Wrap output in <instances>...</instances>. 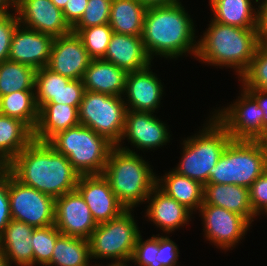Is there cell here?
Segmentation results:
<instances>
[{"label": "cell", "mask_w": 267, "mask_h": 266, "mask_svg": "<svg viewBox=\"0 0 267 266\" xmlns=\"http://www.w3.org/2000/svg\"><path fill=\"white\" fill-rule=\"evenodd\" d=\"M0 114L19 119L34 131L39 119L34 91H17L1 96Z\"/></svg>", "instance_id": "cell-31"}, {"label": "cell", "mask_w": 267, "mask_h": 266, "mask_svg": "<svg viewBox=\"0 0 267 266\" xmlns=\"http://www.w3.org/2000/svg\"><path fill=\"white\" fill-rule=\"evenodd\" d=\"M15 12L21 25L35 31L54 37L72 32L62 10L51 0H18L15 3Z\"/></svg>", "instance_id": "cell-15"}, {"label": "cell", "mask_w": 267, "mask_h": 266, "mask_svg": "<svg viewBox=\"0 0 267 266\" xmlns=\"http://www.w3.org/2000/svg\"><path fill=\"white\" fill-rule=\"evenodd\" d=\"M195 26L180 1L147 7L142 30V41L148 57L154 55L175 59L191 53L196 57L198 42ZM195 38V39H194Z\"/></svg>", "instance_id": "cell-2"}, {"label": "cell", "mask_w": 267, "mask_h": 266, "mask_svg": "<svg viewBox=\"0 0 267 266\" xmlns=\"http://www.w3.org/2000/svg\"><path fill=\"white\" fill-rule=\"evenodd\" d=\"M240 79L242 88L267 91V47L258 46L250 67Z\"/></svg>", "instance_id": "cell-36"}, {"label": "cell", "mask_w": 267, "mask_h": 266, "mask_svg": "<svg viewBox=\"0 0 267 266\" xmlns=\"http://www.w3.org/2000/svg\"><path fill=\"white\" fill-rule=\"evenodd\" d=\"M90 260L88 239L60 234L46 266H90Z\"/></svg>", "instance_id": "cell-30"}, {"label": "cell", "mask_w": 267, "mask_h": 266, "mask_svg": "<svg viewBox=\"0 0 267 266\" xmlns=\"http://www.w3.org/2000/svg\"><path fill=\"white\" fill-rule=\"evenodd\" d=\"M133 209H126L117 218L97 224L89 240L91 259H112L110 264L130 263L141 235Z\"/></svg>", "instance_id": "cell-8"}, {"label": "cell", "mask_w": 267, "mask_h": 266, "mask_svg": "<svg viewBox=\"0 0 267 266\" xmlns=\"http://www.w3.org/2000/svg\"><path fill=\"white\" fill-rule=\"evenodd\" d=\"M0 266H10L1 246H0Z\"/></svg>", "instance_id": "cell-49"}, {"label": "cell", "mask_w": 267, "mask_h": 266, "mask_svg": "<svg viewBox=\"0 0 267 266\" xmlns=\"http://www.w3.org/2000/svg\"><path fill=\"white\" fill-rule=\"evenodd\" d=\"M78 109L67 104L47 103L39 109L33 140L48 142L58 132L79 125Z\"/></svg>", "instance_id": "cell-25"}, {"label": "cell", "mask_w": 267, "mask_h": 266, "mask_svg": "<svg viewBox=\"0 0 267 266\" xmlns=\"http://www.w3.org/2000/svg\"><path fill=\"white\" fill-rule=\"evenodd\" d=\"M266 169L267 141L231 140L210 169L208 183L249 188Z\"/></svg>", "instance_id": "cell-5"}, {"label": "cell", "mask_w": 267, "mask_h": 266, "mask_svg": "<svg viewBox=\"0 0 267 266\" xmlns=\"http://www.w3.org/2000/svg\"><path fill=\"white\" fill-rule=\"evenodd\" d=\"M9 205L14 220L35 228L54 225L55 198L22 184L10 172Z\"/></svg>", "instance_id": "cell-11"}, {"label": "cell", "mask_w": 267, "mask_h": 266, "mask_svg": "<svg viewBox=\"0 0 267 266\" xmlns=\"http://www.w3.org/2000/svg\"><path fill=\"white\" fill-rule=\"evenodd\" d=\"M142 235L137 239L134 252L130 261L138 266H162L157 259L158 253V234L152 235L143 241Z\"/></svg>", "instance_id": "cell-38"}, {"label": "cell", "mask_w": 267, "mask_h": 266, "mask_svg": "<svg viewBox=\"0 0 267 266\" xmlns=\"http://www.w3.org/2000/svg\"><path fill=\"white\" fill-rule=\"evenodd\" d=\"M146 216L153 222L157 228L163 232L171 233L187 225L191 221L192 212L185 206L178 203L174 198L163 192L157 185L147 197Z\"/></svg>", "instance_id": "cell-20"}, {"label": "cell", "mask_w": 267, "mask_h": 266, "mask_svg": "<svg viewBox=\"0 0 267 266\" xmlns=\"http://www.w3.org/2000/svg\"><path fill=\"white\" fill-rule=\"evenodd\" d=\"M233 104L214 109L213 117L226 129L232 140L267 141L263 111L256 100L243 88Z\"/></svg>", "instance_id": "cell-10"}, {"label": "cell", "mask_w": 267, "mask_h": 266, "mask_svg": "<svg viewBox=\"0 0 267 266\" xmlns=\"http://www.w3.org/2000/svg\"><path fill=\"white\" fill-rule=\"evenodd\" d=\"M152 112L126 111L125 128L121 138H127L130 145L133 144L137 149L155 150V148L167 145L170 142L171 134L168 132L167 124L159 120Z\"/></svg>", "instance_id": "cell-17"}, {"label": "cell", "mask_w": 267, "mask_h": 266, "mask_svg": "<svg viewBox=\"0 0 267 266\" xmlns=\"http://www.w3.org/2000/svg\"><path fill=\"white\" fill-rule=\"evenodd\" d=\"M258 103L263 111V124L267 127V91L256 88H244Z\"/></svg>", "instance_id": "cell-46"}, {"label": "cell", "mask_w": 267, "mask_h": 266, "mask_svg": "<svg viewBox=\"0 0 267 266\" xmlns=\"http://www.w3.org/2000/svg\"><path fill=\"white\" fill-rule=\"evenodd\" d=\"M203 202L239 214L250 224L256 217L250 205L247 187L236 184L207 183L204 185Z\"/></svg>", "instance_id": "cell-23"}, {"label": "cell", "mask_w": 267, "mask_h": 266, "mask_svg": "<svg viewBox=\"0 0 267 266\" xmlns=\"http://www.w3.org/2000/svg\"><path fill=\"white\" fill-rule=\"evenodd\" d=\"M258 5V44L267 47V0H261Z\"/></svg>", "instance_id": "cell-45"}, {"label": "cell", "mask_w": 267, "mask_h": 266, "mask_svg": "<svg viewBox=\"0 0 267 266\" xmlns=\"http://www.w3.org/2000/svg\"><path fill=\"white\" fill-rule=\"evenodd\" d=\"M70 80V78L55 73L47 67L37 69L34 94L38 109L47 103L59 104L60 92Z\"/></svg>", "instance_id": "cell-33"}, {"label": "cell", "mask_w": 267, "mask_h": 266, "mask_svg": "<svg viewBox=\"0 0 267 266\" xmlns=\"http://www.w3.org/2000/svg\"><path fill=\"white\" fill-rule=\"evenodd\" d=\"M112 0H88L87 7L80 20L72 29H84L109 23Z\"/></svg>", "instance_id": "cell-37"}, {"label": "cell", "mask_w": 267, "mask_h": 266, "mask_svg": "<svg viewBox=\"0 0 267 266\" xmlns=\"http://www.w3.org/2000/svg\"><path fill=\"white\" fill-rule=\"evenodd\" d=\"M55 37L24 27L16 26L11 39L8 59L34 67H46Z\"/></svg>", "instance_id": "cell-18"}, {"label": "cell", "mask_w": 267, "mask_h": 266, "mask_svg": "<svg viewBox=\"0 0 267 266\" xmlns=\"http://www.w3.org/2000/svg\"><path fill=\"white\" fill-rule=\"evenodd\" d=\"M126 111L123 96L85 90L78 110L79 122L117 146L124 132Z\"/></svg>", "instance_id": "cell-9"}, {"label": "cell", "mask_w": 267, "mask_h": 266, "mask_svg": "<svg viewBox=\"0 0 267 266\" xmlns=\"http://www.w3.org/2000/svg\"><path fill=\"white\" fill-rule=\"evenodd\" d=\"M197 39L195 58L210 66L229 67L236 70L240 78L250 67L259 46L257 28H241L217 23L212 20Z\"/></svg>", "instance_id": "cell-3"}, {"label": "cell", "mask_w": 267, "mask_h": 266, "mask_svg": "<svg viewBox=\"0 0 267 266\" xmlns=\"http://www.w3.org/2000/svg\"><path fill=\"white\" fill-rule=\"evenodd\" d=\"M103 60L127 72L146 68L152 60L148 57L141 36L113 32Z\"/></svg>", "instance_id": "cell-21"}, {"label": "cell", "mask_w": 267, "mask_h": 266, "mask_svg": "<svg viewBox=\"0 0 267 266\" xmlns=\"http://www.w3.org/2000/svg\"><path fill=\"white\" fill-rule=\"evenodd\" d=\"M15 12V2L13 0H0V16L10 14V9Z\"/></svg>", "instance_id": "cell-48"}, {"label": "cell", "mask_w": 267, "mask_h": 266, "mask_svg": "<svg viewBox=\"0 0 267 266\" xmlns=\"http://www.w3.org/2000/svg\"><path fill=\"white\" fill-rule=\"evenodd\" d=\"M61 232L55 225L35 228L32 233L33 265L46 266L52 258L57 237Z\"/></svg>", "instance_id": "cell-35"}, {"label": "cell", "mask_w": 267, "mask_h": 266, "mask_svg": "<svg viewBox=\"0 0 267 266\" xmlns=\"http://www.w3.org/2000/svg\"><path fill=\"white\" fill-rule=\"evenodd\" d=\"M22 184L58 198L76 190L80 174L48 142L32 140L6 167Z\"/></svg>", "instance_id": "cell-1"}, {"label": "cell", "mask_w": 267, "mask_h": 266, "mask_svg": "<svg viewBox=\"0 0 267 266\" xmlns=\"http://www.w3.org/2000/svg\"><path fill=\"white\" fill-rule=\"evenodd\" d=\"M18 24L16 12L0 16V63L8 60L12 35Z\"/></svg>", "instance_id": "cell-40"}, {"label": "cell", "mask_w": 267, "mask_h": 266, "mask_svg": "<svg viewBox=\"0 0 267 266\" xmlns=\"http://www.w3.org/2000/svg\"><path fill=\"white\" fill-rule=\"evenodd\" d=\"M151 66L149 64L144 69L128 72L123 94L126 95L124 102L128 110L154 113L160 107L164 86L152 72Z\"/></svg>", "instance_id": "cell-19"}, {"label": "cell", "mask_w": 267, "mask_h": 266, "mask_svg": "<svg viewBox=\"0 0 267 266\" xmlns=\"http://www.w3.org/2000/svg\"><path fill=\"white\" fill-rule=\"evenodd\" d=\"M156 185L192 213L203 204L204 186L197 180L190 179L170 170L163 177L157 176Z\"/></svg>", "instance_id": "cell-26"}, {"label": "cell", "mask_w": 267, "mask_h": 266, "mask_svg": "<svg viewBox=\"0 0 267 266\" xmlns=\"http://www.w3.org/2000/svg\"><path fill=\"white\" fill-rule=\"evenodd\" d=\"M204 128L194 136L183 140L178 174L197 180L203 186L208 183L210 169L214 167L227 144L232 140L226 129L211 115Z\"/></svg>", "instance_id": "cell-6"}, {"label": "cell", "mask_w": 267, "mask_h": 266, "mask_svg": "<svg viewBox=\"0 0 267 266\" xmlns=\"http://www.w3.org/2000/svg\"><path fill=\"white\" fill-rule=\"evenodd\" d=\"M32 140L33 131L24 122L0 114V167H6Z\"/></svg>", "instance_id": "cell-27"}, {"label": "cell", "mask_w": 267, "mask_h": 266, "mask_svg": "<svg viewBox=\"0 0 267 266\" xmlns=\"http://www.w3.org/2000/svg\"><path fill=\"white\" fill-rule=\"evenodd\" d=\"M138 1L143 5H145L146 7H152V6L168 5L178 2L180 0H138Z\"/></svg>", "instance_id": "cell-47"}, {"label": "cell", "mask_w": 267, "mask_h": 266, "mask_svg": "<svg viewBox=\"0 0 267 266\" xmlns=\"http://www.w3.org/2000/svg\"><path fill=\"white\" fill-rule=\"evenodd\" d=\"M126 209L146 202L157 183V176L146 159L127 146H114L102 174Z\"/></svg>", "instance_id": "cell-4"}, {"label": "cell", "mask_w": 267, "mask_h": 266, "mask_svg": "<svg viewBox=\"0 0 267 266\" xmlns=\"http://www.w3.org/2000/svg\"><path fill=\"white\" fill-rule=\"evenodd\" d=\"M128 72L103 59H92L82 78L85 90L123 96Z\"/></svg>", "instance_id": "cell-22"}, {"label": "cell", "mask_w": 267, "mask_h": 266, "mask_svg": "<svg viewBox=\"0 0 267 266\" xmlns=\"http://www.w3.org/2000/svg\"><path fill=\"white\" fill-rule=\"evenodd\" d=\"M88 0H68L62 10L65 21L72 28L82 17Z\"/></svg>", "instance_id": "cell-44"}, {"label": "cell", "mask_w": 267, "mask_h": 266, "mask_svg": "<svg viewBox=\"0 0 267 266\" xmlns=\"http://www.w3.org/2000/svg\"><path fill=\"white\" fill-rule=\"evenodd\" d=\"M92 58L77 34L55 37L47 68L71 80H82Z\"/></svg>", "instance_id": "cell-16"}, {"label": "cell", "mask_w": 267, "mask_h": 266, "mask_svg": "<svg viewBox=\"0 0 267 266\" xmlns=\"http://www.w3.org/2000/svg\"><path fill=\"white\" fill-rule=\"evenodd\" d=\"M54 225L61 234L89 239L97 223L81 194L74 190L55 198Z\"/></svg>", "instance_id": "cell-14"}, {"label": "cell", "mask_w": 267, "mask_h": 266, "mask_svg": "<svg viewBox=\"0 0 267 266\" xmlns=\"http://www.w3.org/2000/svg\"><path fill=\"white\" fill-rule=\"evenodd\" d=\"M36 69L5 60L0 63V97L17 91H34Z\"/></svg>", "instance_id": "cell-32"}, {"label": "cell", "mask_w": 267, "mask_h": 266, "mask_svg": "<svg viewBox=\"0 0 267 266\" xmlns=\"http://www.w3.org/2000/svg\"><path fill=\"white\" fill-rule=\"evenodd\" d=\"M81 39L83 46L92 59H103L109 45L113 30L110 24H103L84 29H72Z\"/></svg>", "instance_id": "cell-34"}, {"label": "cell", "mask_w": 267, "mask_h": 266, "mask_svg": "<svg viewBox=\"0 0 267 266\" xmlns=\"http://www.w3.org/2000/svg\"><path fill=\"white\" fill-rule=\"evenodd\" d=\"M85 87L82 80H70L60 92V104L74 106L79 110Z\"/></svg>", "instance_id": "cell-43"}, {"label": "cell", "mask_w": 267, "mask_h": 266, "mask_svg": "<svg viewBox=\"0 0 267 266\" xmlns=\"http://www.w3.org/2000/svg\"><path fill=\"white\" fill-rule=\"evenodd\" d=\"M35 227L12 219L0 236V246L8 260L17 266H33L32 233Z\"/></svg>", "instance_id": "cell-24"}, {"label": "cell", "mask_w": 267, "mask_h": 266, "mask_svg": "<svg viewBox=\"0 0 267 266\" xmlns=\"http://www.w3.org/2000/svg\"><path fill=\"white\" fill-rule=\"evenodd\" d=\"M179 249L169 236H161L158 234V253L157 261L162 266H178Z\"/></svg>", "instance_id": "cell-42"}, {"label": "cell", "mask_w": 267, "mask_h": 266, "mask_svg": "<svg viewBox=\"0 0 267 266\" xmlns=\"http://www.w3.org/2000/svg\"><path fill=\"white\" fill-rule=\"evenodd\" d=\"M249 199L256 217L267 213V169L249 187Z\"/></svg>", "instance_id": "cell-39"}, {"label": "cell", "mask_w": 267, "mask_h": 266, "mask_svg": "<svg viewBox=\"0 0 267 266\" xmlns=\"http://www.w3.org/2000/svg\"><path fill=\"white\" fill-rule=\"evenodd\" d=\"M48 143L66 156L80 175H102L114 147L105 137L81 124L58 132Z\"/></svg>", "instance_id": "cell-7"}, {"label": "cell", "mask_w": 267, "mask_h": 266, "mask_svg": "<svg viewBox=\"0 0 267 266\" xmlns=\"http://www.w3.org/2000/svg\"><path fill=\"white\" fill-rule=\"evenodd\" d=\"M252 1L257 4L260 2V0H209L213 11L212 20L241 28H257L259 9L253 6Z\"/></svg>", "instance_id": "cell-28"}, {"label": "cell", "mask_w": 267, "mask_h": 266, "mask_svg": "<svg viewBox=\"0 0 267 266\" xmlns=\"http://www.w3.org/2000/svg\"><path fill=\"white\" fill-rule=\"evenodd\" d=\"M52 3L58 7L60 10H63L68 0H51Z\"/></svg>", "instance_id": "cell-50"}, {"label": "cell", "mask_w": 267, "mask_h": 266, "mask_svg": "<svg viewBox=\"0 0 267 266\" xmlns=\"http://www.w3.org/2000/svg\"><path fill=\"white\" fill-rule=\"evenodd\" d=\"M146 9L138 0H112L110 27L116 33L141 36Z\"/></svg>", "instance_id": "cell-29"}, {"label": "cell", "mask_w": 267, "mask_h": 266, "mask_svg": "<svg viewBox=\"0 0 267 266\" xmlns=\"http://www.w3.org/2000/svg\"><path fill=\"white\" fill-rule=\"evenodd\" d=\"M12 220L9 205V171L0 167V236Z\"/></svg>", "instance_id": "cell-41"}, {"label": "cell", "mask_w": 267, "mask_h": 266, "mask_svg": "<svg viewBox=\"0 0 267 266\" xmlns=\"http://www.w3.org/2000/svg\"><path fill=\"white\" fill-rule=\"evenodd\" d=\"M198 212L203 219L204 237L222 250L235 248L252 226L243 216L204 202Z\"/></svg>", "instance_id": "cell-12"}, {"label": "cell", "mask_w": 267, "mask_h": 266, "mask_svg": "<svg viewBox=\"0 0 267 266\" xmlns=\"http://www.w3.org/2000/svg\"><path fill=\"white\" fill-rule=\"evenodd\" d=\"M76 190L88 205L97 224L117 218L126 210L103 175H80Z\"/></svg>", "instance_id": "cell-13"}, {"label": "cell", "mask_w": 267, "mask_h": 266, "mask_svg": "<svg viewBox=\"0 0 267 266\" xmlns=\"http://www.w3.org/2000/svg\"><path fill=\"white\" fill-rule=\"evenodd\" d=\"M92 266H100L99 264H95V265H92ZM107 266H127V264H107Z\"/></svg>", "instance_id": "cell-51"}]
</instances>
